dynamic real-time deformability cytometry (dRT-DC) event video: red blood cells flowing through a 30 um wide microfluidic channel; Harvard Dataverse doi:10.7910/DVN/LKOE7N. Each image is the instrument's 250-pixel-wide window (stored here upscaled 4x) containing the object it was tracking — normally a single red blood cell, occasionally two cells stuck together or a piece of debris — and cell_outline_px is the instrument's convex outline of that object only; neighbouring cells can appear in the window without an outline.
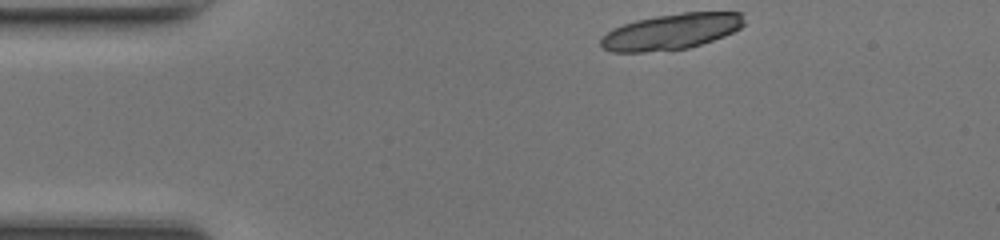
{"species": "common noctule bat (a hibernating species)", "species_latin": "Nyctalus noctula", "temperature_condition": "room temperature", "stored_images_in_passage": 40, "segment_of_instrument_passage": [1, 2], "camera_frame_rate_fps": 3000, "um_per_image_px": 0.085, "animal": {"sex": "female", "body_mass_g": 17.0, "forearm_length_mm": 48.0}, "frame": {"image": 1, "passage_image": 1, "time_ms": 0.0, "image_size_px": [1000, 240], "cell_outline_px": [[744, 24], [740, 28], [724, 36], [688, 48], [644, 52], [612, 52], [604, 48], [600, 44], [600, 40], [612, 28], [636, 20], [656, 16], [684, 12], [744, 12]], "centroid_in_image_um": [57.08, 2.68], "position_along_channel_um": 27.9, "area_um2": 29.77}}